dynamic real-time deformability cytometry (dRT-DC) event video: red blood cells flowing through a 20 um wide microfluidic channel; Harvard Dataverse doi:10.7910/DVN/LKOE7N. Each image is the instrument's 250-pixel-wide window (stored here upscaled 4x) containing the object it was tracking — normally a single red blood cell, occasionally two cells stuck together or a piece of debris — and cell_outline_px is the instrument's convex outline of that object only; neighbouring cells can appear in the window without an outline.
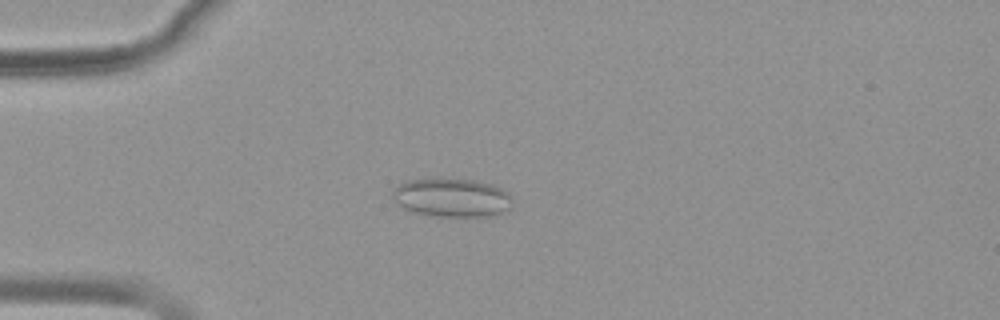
{"species": "common noctule bat (a hibernating species)", "species_latin": "Nyctalus noctula", "temperature_condition": "warm", "stored_images_in_passage": 46, "camera_frame_rate_fps": 3000, "um_per_image_px": 0.085, "animal": {"sex": "female", "body_mass_g": 19.9}, "frame": {"image": 1, "passage_image": 7, "time_ms": 2.0, "image_size_px": [1000, 320], "cell_outline_px": [[512, 208], [508, 212], [496, 216], [436, 216], [416, 212], [404, 208], [392, 200], [392, 192], [396, 184], [408, 180], [440, 176], [476, 180], [492, 184], [508, 192], [512, 196]], "centroid_in_image_um": [38.43, 16.76], "position_along_channel_um": 46.6, "area_um2": 28.03}}
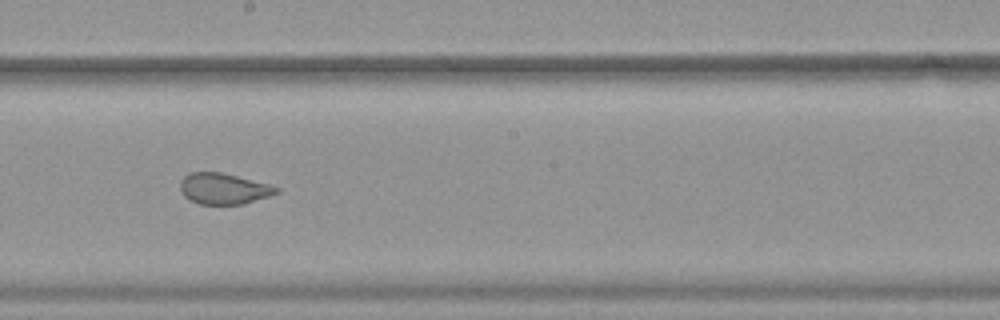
{"frame": {"image": 2, "passage_image": 23, "time_ms": 7.333, "image_size_px": [1000, 320], "cell_outline_px": [[280, 192], [244, 204], [200, 204], [188, 200], [180, 192], [180, 180], [184, 176], [192, 172], [220, 172], [268, 184], [280, 188]], "centroid_in_image_um": [18.98, 16.04], "position_along_channel_um": 229.2, "area_um2": 17.34}}
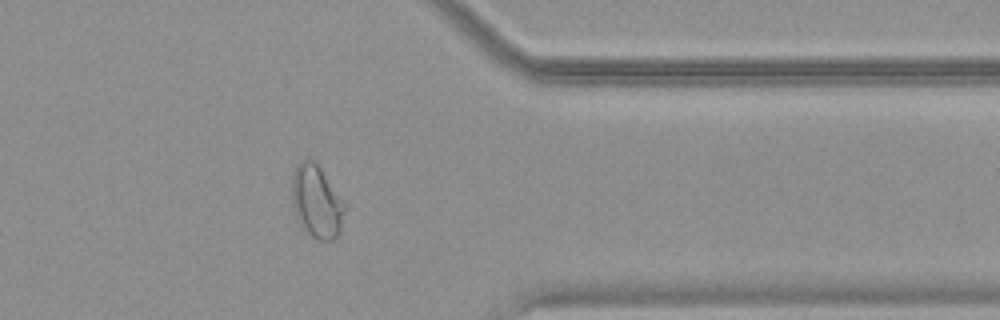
{"frame": {"image": 3, "passage_image": 36, "time_ms": 11.667, "image_size_px": [1000, 320], "cell_outline_px": [[348, 208], [340, 232], [332, 240], [316, 240], [304, 228], [296, 216], [292, 204], [292, 172], [296, 164], [304, 160], [312, 160], [320, 168], [348, 204]], "centroid_in_image_um": [26.96, 17.14], "position_along_channel_um": 384.4, "area_um2": 22.72}, "authors_computed_cell_mechanics": {"area_um2": 21.4149, "velocity_mm_per_s": 3.7952, "shape_relaxation_time_tau1_ms": null, "shape_relaxation_time_tau2_ms": 0.7349, "deformation_change_tau1": null, "deformation_change_tau2": 0.0613}}